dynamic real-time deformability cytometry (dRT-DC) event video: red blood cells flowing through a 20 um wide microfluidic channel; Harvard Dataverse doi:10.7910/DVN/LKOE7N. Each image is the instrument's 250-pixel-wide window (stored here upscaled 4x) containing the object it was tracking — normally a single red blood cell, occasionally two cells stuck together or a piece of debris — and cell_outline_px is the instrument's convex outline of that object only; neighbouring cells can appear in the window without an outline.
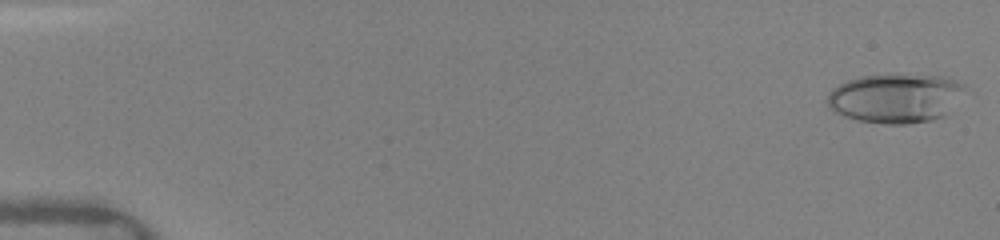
{"species": "human", "species_latin": "Homo sapiens", "temperature_condition": "warm", "stored_images_in_passage": 11, "camera_frame_rate_fps": 3000, "um_per_image_px": 0.085, "donor": {"sex": "female"}, "frame": {"image": 1, "passage_image": 1, "time_ms": 0.0, "image_size_px": [1000, 240], "cell_outline_px": [[964, 84], [944, 116], [932, 120], [908, 124], [884, 124], [856, 120], [844, 116], [836, 112], [828, 104], [828, 92], [832, 88], [848, 80], [860, 76], [948, 76]], "centroid_in_image_um": [76.04, 8.37], "position_along_channel_um": 9.0, "area_um2": 38.44}}
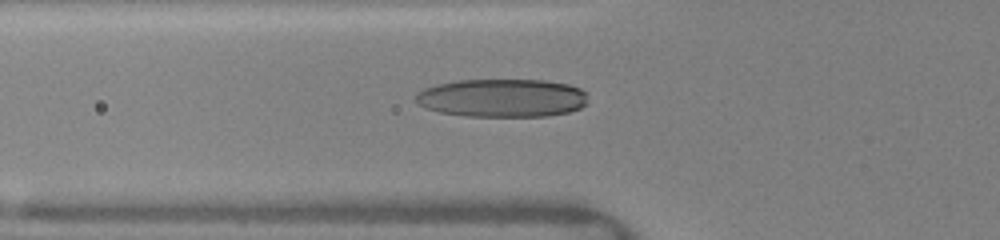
{"frame": {"image": 2, "passage_image": 9, "time_ms": 5.667, "image_size_px": [1000, 240], "cell_outline_px": [[588, 104], [580, 108], [568, 112], [548, 116], [464, 116], [440, 112], [416, 104], [416, 92], [424, 88], [436, 84], [460, 80], [544, 80], [568, 84], [580, 88], [588, 92]], "centroid_in_image_um": [42.72, 8.32], "position_along_channel_um": 83.1, "area_um2": 38.73}}
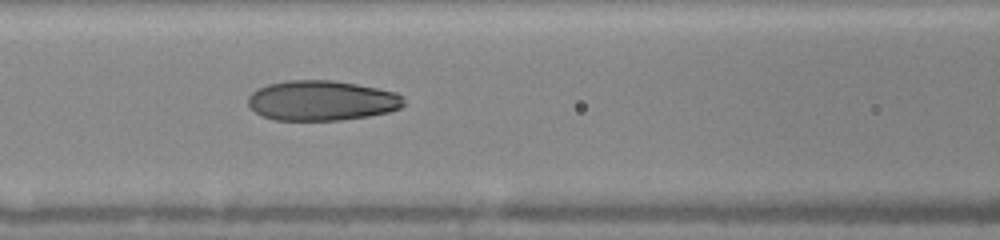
{"frame": {"image": 3, "passage_image": 11, "time_ms": 7.0, "image_size_px": [1000, 240], "cell_outline_px": [[404, 104], [400, 108], [388, 112], [368, 116], [340, 120], [272, 120], [256, 112], [248, 104], [248, 96], [252, 92], [268, 84], [288, 80], [332, 80], [356, 84], [396, 92], [404, 100]], "centroid_in_image_um": [27.34, 8.55], "position_along_channel_um": 139.3, "area_um2": 36.18}}